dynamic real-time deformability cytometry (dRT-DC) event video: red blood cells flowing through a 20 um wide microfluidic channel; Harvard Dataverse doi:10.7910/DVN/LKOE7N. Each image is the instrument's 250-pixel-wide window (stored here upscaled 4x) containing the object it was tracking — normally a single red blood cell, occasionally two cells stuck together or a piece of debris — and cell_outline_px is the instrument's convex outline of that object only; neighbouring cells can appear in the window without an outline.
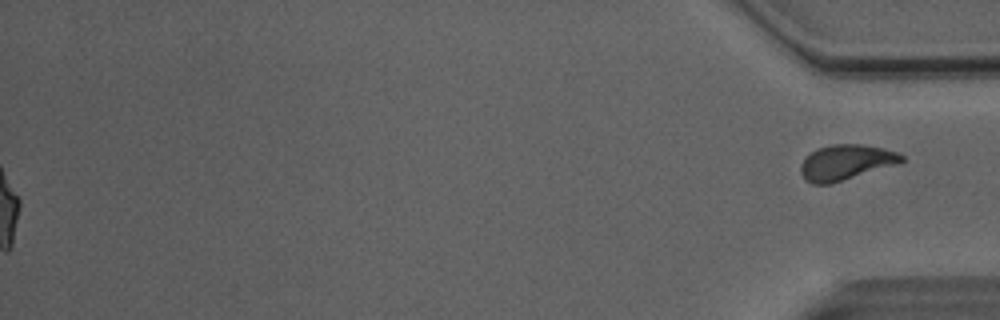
{"species": "Egyptian fruit bat (a non-hibernating species)", "species_latin": "Rousettus aegyptiacus", "temperature_condition": "room temperature", "stored_images_in_passage": 51, "segment_of_instrument_passage": [2, 2], "camera_frame_rate_fps": 3000, "um_per_image_px": 0.085, "animal": {"sex": "male"}, "frame": {"image": 1, "passage_image": 51, "time_ms": 16.667, "image_size_px": [1000, 320], "cell_outline_px": [[904, 160], [900, 164], [828, 184], [812, 184], [804, 180], [800, 172], [800, 164], [804, 156], [816, 148], [832, 144], [864, 144], [884, 148], [896, 152], [904, 156]], "centroid_in_image_um": [71.88, 13.79], "position_along_channel_um": 363.3, "area_um2": 21.1}}